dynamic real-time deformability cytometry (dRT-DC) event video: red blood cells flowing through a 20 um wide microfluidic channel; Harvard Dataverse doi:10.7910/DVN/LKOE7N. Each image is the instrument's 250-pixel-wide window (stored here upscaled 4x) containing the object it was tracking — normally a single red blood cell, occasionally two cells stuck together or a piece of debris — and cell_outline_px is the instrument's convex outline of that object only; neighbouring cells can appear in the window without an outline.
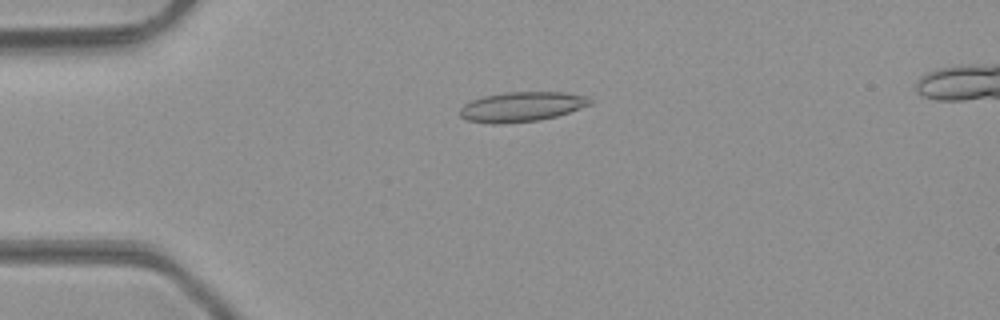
{"species": "common noctule bat (a hibernating species)", "species_latin": "Nyctalus noctula", "temperature_condition": "room temperature", "stored_images_in_passage": 22, "camera_frame_rate_fps": 3000, "um_per_image_px": 0.085, "animal": {"sex": "male", "body_mass_g": 23.1, "forearm_length_mm": 52.7}, "frame": {"image": 1, "passage_image": 12, "time_ms": 3.667, "image_size_px": [1000, 320], "cell_outline_px": [[592, 104], [556, 116], [540, 120], [496, 124], [492, 124], [468, 120], [460, 116], [460, 108], [464, 104], [472, 100], [484, 96], [504, 92], [564, 92], [588, 96], [592, 100]], "centroid_in_image_um": [44.35, 9.06], "position_along_channel_um": 40.6, "area_um2": 22.54}}
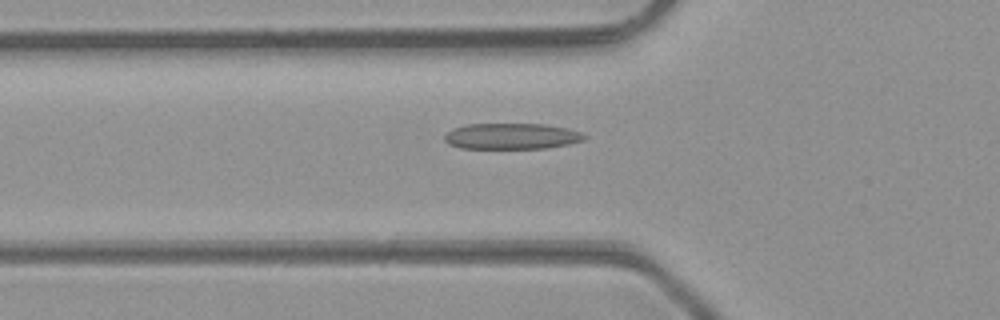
{"frame": {"image": 2, "passage_image": 17, "time_ms": 5.333, "image_size_px": [1000, 320], "cell_outline_px": [[588, 136], [584, 140], [568, 144], [548, 148], [460, 148], [448, 144], [444, 140], [444, 136], [452, 128], [468, 124], [544, 124], [568, 128], [580, 132]], "centroid_in_image_um": [43.49, 11.57], "position_along_channel_um": 82.3, "area_um2": 21.21}}
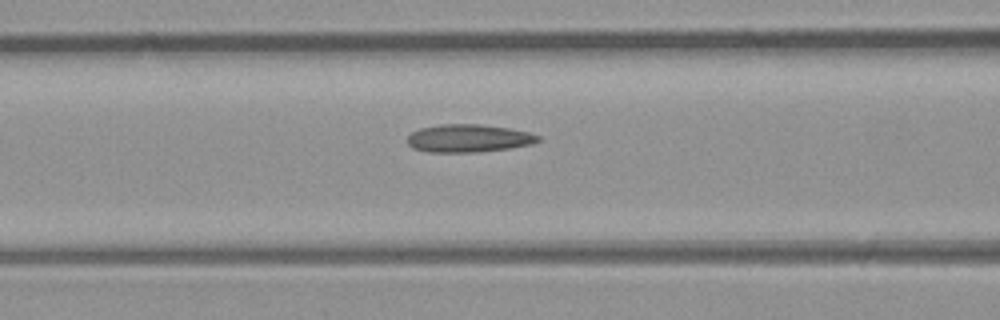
{"frame": {"image": 3, "passage_image": 20, "time_ms": 6.333, "image_size_px": [1000, 320], "cell_outline_px": [[540, 140], [532, 144], [508, 148], [476, 152], [428, 152], [412, 148], [408, 144], [408, 136], [412, 132], [420, 128], [440, 124], [480, 124], [512, 128], [528, 132], [540, 136]], "centroid_in_image_um": [39.82, 11.75], "position_along_channel_um": 126.8, "area_um2": 21.27}}